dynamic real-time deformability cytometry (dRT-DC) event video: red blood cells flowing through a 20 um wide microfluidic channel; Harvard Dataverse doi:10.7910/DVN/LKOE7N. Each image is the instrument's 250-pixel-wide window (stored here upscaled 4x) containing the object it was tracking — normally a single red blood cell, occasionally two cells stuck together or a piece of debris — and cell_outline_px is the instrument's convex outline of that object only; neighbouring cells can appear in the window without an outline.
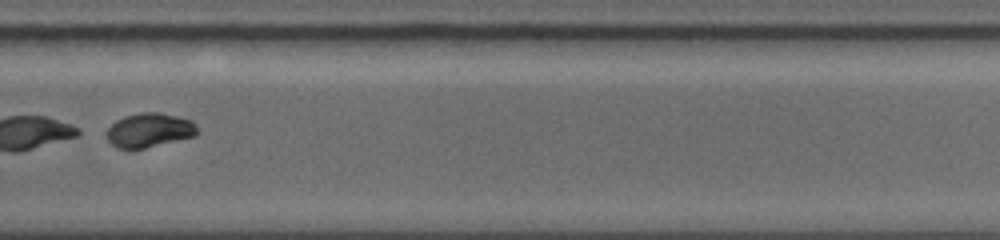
{"species": "common noctule bat (a hibernating species)", "species_latin": "Nyctalus noctula", "temperature_condition": "warm", "stored_images_in_passage": 14, "camera_frame_rate_fps": 5000, "um_per_image_px": 0.085, "animal": {"sex": "female", "body_mass_g": 19.0, "forearm_length_mm": 56.7}, "frame": {"image": 1, "passage_image": 8, "time_ms": 6.4, "image_size_px": [1000, 240], "cell_outline_px": [[196, 132], [192, 136], [144, 148], [116, 148], [104, 136], [108, 128], [116, 120], [124, 116], [140, 112], [160, 112], [192, 120], [196, 124]], "centroid_in_image_um": [12.63, 11.04], "position_along_channel_um": 317.2, "area_um2": 17.86}}